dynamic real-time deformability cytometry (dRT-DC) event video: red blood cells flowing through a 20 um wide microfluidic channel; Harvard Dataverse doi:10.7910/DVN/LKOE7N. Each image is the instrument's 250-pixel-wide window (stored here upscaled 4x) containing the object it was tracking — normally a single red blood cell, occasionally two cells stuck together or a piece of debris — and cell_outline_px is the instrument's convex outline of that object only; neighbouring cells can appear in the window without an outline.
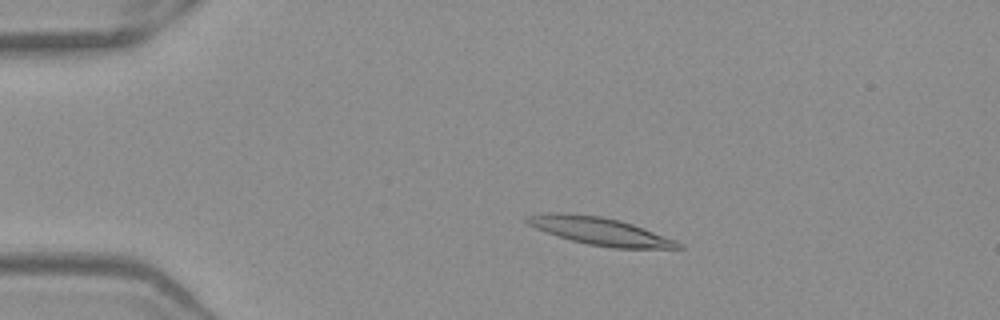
{"species": "Egyptian fruit bat (a non-hibernating species)", "species_latin": "Rousettus aegyptiacus", "temperature_condition": "warm", "stored_images_in_passage": 51, "camera_frame_rate_fps": 3000, "um_per_image_px": 0.085, "frame": {"image": 1, "passage_image": 10, "time_ms": 3.0, "image_size_px": [1000, 320], "cell_outline_px": [[684, 248], [612, 248], [588, 244], [556, 236], [536, 228], [528, 224], [524, 220], [528, 216], [548, 212], [564, 212], [600, 216], [620, 220], [632, 224], [676, 240], [684, 244]], "centroid_in_image_um": [50.99, 19.64], "position_along_channel_um": 34.0, "area_um2": 24.28}}
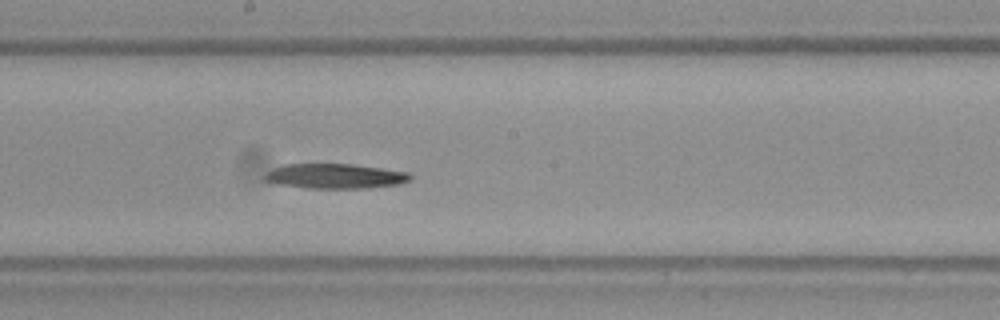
{"frame": {"image": 2, "passage_image": 28, "time_ms": 9.0, "image_size_px": [1000, 320], "cell_outline_px": [[412, 176], [408, 180], [400, 184], [364, 188], [308, 188], [280, 184], [264, 180], [264, 176], [268, 172], [284, 164], [352, 164], [408, 172]], "centroid_in_image_um": [28.5, 14.97], "position_along_channel_um": 219.7, "area_um2": 20.75}}
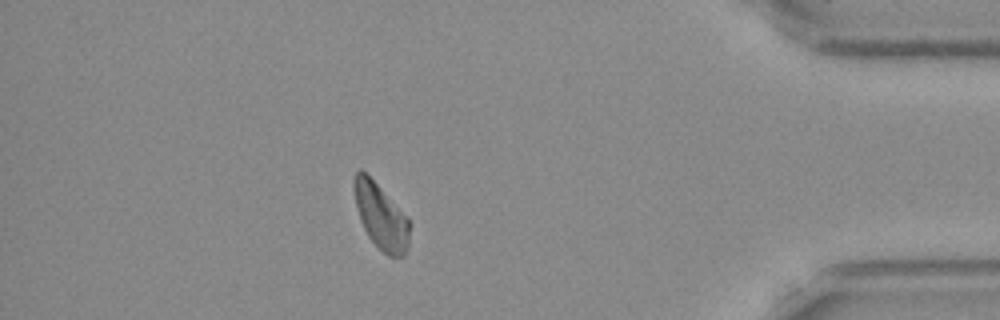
{"frame": {"image": 3, "passage_image": 45, "time_ms": 14.667, "image_size_px": [1000, 320], "cell_outline_px": [[408, 248], [404, 256], [388, 256], [368, 236], [360, 220], [352, 188], [352, 176], [360, 168], [408, 216]], "centroid_in_image_um": [32.34, 18.36], "position_along_channel_um": 402.9, "area_um2": 20.87}}